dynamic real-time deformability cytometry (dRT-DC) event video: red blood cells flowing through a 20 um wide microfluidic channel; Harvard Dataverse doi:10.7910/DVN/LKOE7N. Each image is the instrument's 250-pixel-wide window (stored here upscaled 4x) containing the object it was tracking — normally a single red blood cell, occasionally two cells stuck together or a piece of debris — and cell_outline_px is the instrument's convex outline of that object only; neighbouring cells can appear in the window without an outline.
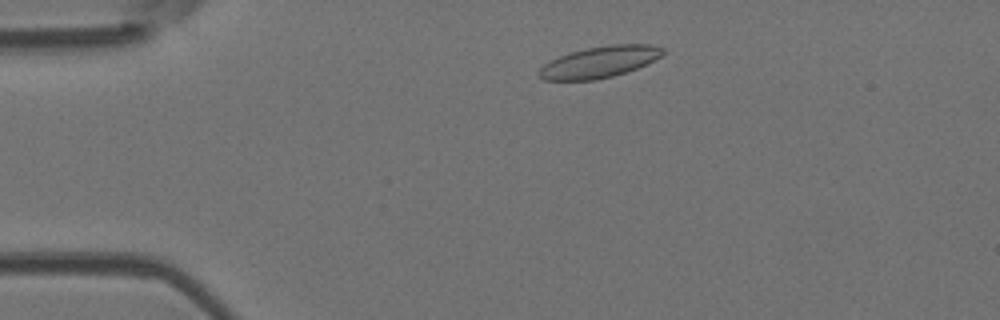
{"species": "Egyptian fruit bat (a non-hibernating species)", "species_latin": "Rousettus aegyptiacus", "temperature_condition": "room temperature", "stored_images_in_passage": 47, "camera_frame_rate_fps": 3000, "um_per_image_px": 0.085, "animal": {"sex": "female"}, "frame": {"image": 1, "passage_image": 6, "time_ms": 1.667, "image_size_px": [1000, 320], "cell_outline_px": [[664, 52], [660, 56], [636, 68], [612, 76], [596, 80], [544, 80], [536, 72], [544, 64], [560, 56], [572, 52], [588, 48], [612, 44], [652, 44], [664, 48]], "centroid_in_image_um": [50.94, 5.27], "position_along_channel_um": 34.1, "area_um2": 22.25}}
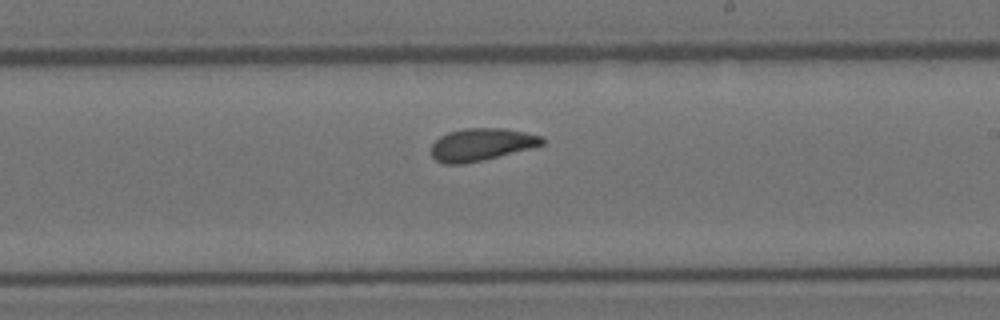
{"frame": {"image": 2, "passage_image": 26, "time_ms": 8.333, "image_size_px": [1000, 320], "cell_outline_px": [[544, 144], [464, 164], [444, 164], [436, 160], [432, 156], [432, 144], [440, 136], [448, 132], [464, 128], [504, 128], [544, 136]], "centroid_in_image_um": [40.89, 12.27], "position_along_channel_um": 248.1, "area_um2": 20.63}}
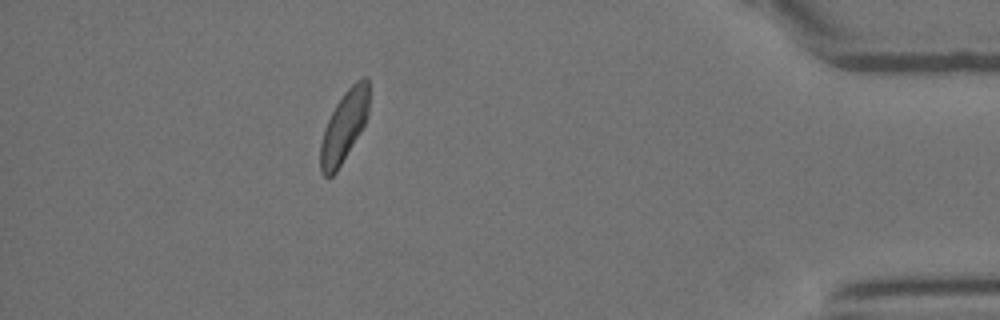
{"frame": {"image": 3, "passage_image": 42, "time_ms": 13.667, "image_size_px": [1000, 320], "cell_outline_px": [[368, 116], [360, 132], [336, 172], [332, 176], [324, 176], [320, 172], [320, 144], [324, 128], [336, 104], [344, 92], [356, 80], [364, 76], [368, 76]], "centroid_in_image_um": [29.24, 10.74], "position_along_channel_um": 406.0, "area_um2": 19.94}, "authors_computed_cell_mechanics": {"area_um2": 21.0392, "velocity_mm_per_s": 3.8683, "shape_relaxation_time_tau1_ms": 6.1855, "shape_relaxation_time_tau2_ms": 2.2122, "deformation_change_tau1": 0.1197, "deformation_change_tau2": 0.0651}}